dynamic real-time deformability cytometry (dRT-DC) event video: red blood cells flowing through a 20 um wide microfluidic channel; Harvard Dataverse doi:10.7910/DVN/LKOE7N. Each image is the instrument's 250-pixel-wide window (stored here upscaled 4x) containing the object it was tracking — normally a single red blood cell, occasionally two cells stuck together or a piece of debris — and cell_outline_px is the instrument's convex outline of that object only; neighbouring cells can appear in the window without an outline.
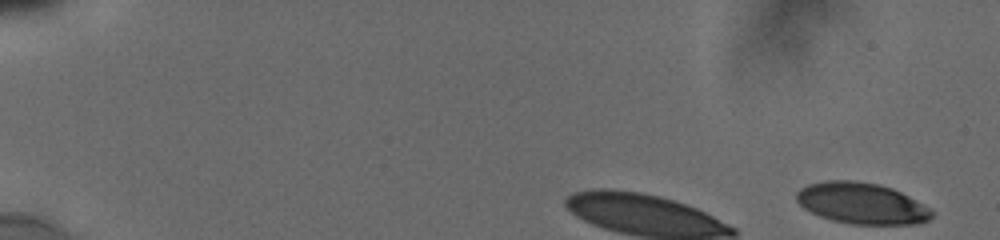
{"species": "human", "species_latin": "Homo sapiens", "temperature_condition": "cold", "stored_images_in_passage": 62, "camera_frame_rate_fps": 3000, "um_per_image_px": 0.085, "donor": {"sex": "male"}, "frame": {"image": 1, "passage_image": 1, "time_ms": 0.0, "image_size_px": [1000, 240], "cell_outline_px": [[936, 212], [928, 220], [920, 224], [852, 224], [832, 220], [820, 216], [804, 208], [796, 200], [796, 192], [800, 188], [808, 184], [824, 180], [852, 180], [880, 184], [892, 188], [932, 208]], "centroid_in_image_um": [73.27, 17.28], "position_along_channel_um": 11.7, "area_um2": 32.71}}
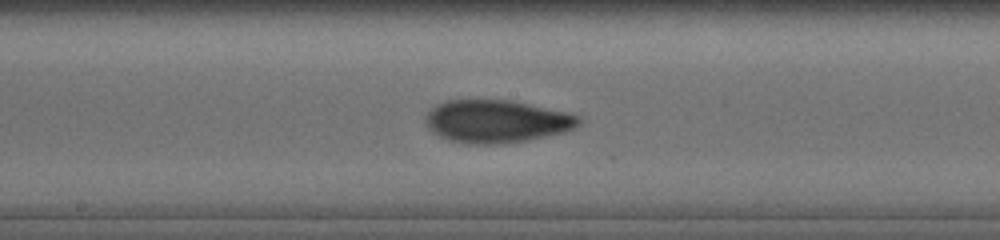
{"frame": {"image": 2, "passage_image": 35, "time_ms": 10.0, "image_size_px": [1000, 240], "cell_outline_px": [[584, 120], [576, 128], [564, 132], [528, 140], [496, 144], [468, 144], [448, 140], [432, 132], [428, 128], [424, 120], [428, 112], [436, 104], [448, 100], [512, 100], [564, 112], [580, 116]], "centroid_in_image_um": [42.21, 10.32], "position_along_channel_um": 206.0, "area_um2": 38.26}}
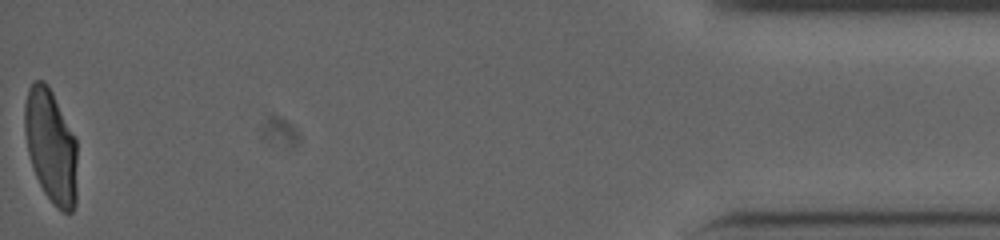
{"frame": {"image": 3, "passage_image": 62, "time_ms": 18.0, "image_size_px": [1000, 240], "cell_outline_px": [[76, 204], [72, 212], [64, 212], [56, 208], [44, 192], [36, 176], [28, 152], [24, 132], [24, 104], [28, 88], [32, 80], [44, 80], [48, 84], [76, 140]], "centroid_in_image_um": [4.31, 12.4], "position_along_channel_um": 430.9, "area_um2": 34.8}, "authors_computed_cell_mechanics": {"area_um2": 36.0094, "velocity_mm_per_s": 3.8214, "shape_relaxation_time_tau1_ms": 7.9313, "shape_relaxation_time_tau2_ms": 2.0172, "deformation_change_tau1": 0.2501, "deformation_change_tau2": 0.0784}}